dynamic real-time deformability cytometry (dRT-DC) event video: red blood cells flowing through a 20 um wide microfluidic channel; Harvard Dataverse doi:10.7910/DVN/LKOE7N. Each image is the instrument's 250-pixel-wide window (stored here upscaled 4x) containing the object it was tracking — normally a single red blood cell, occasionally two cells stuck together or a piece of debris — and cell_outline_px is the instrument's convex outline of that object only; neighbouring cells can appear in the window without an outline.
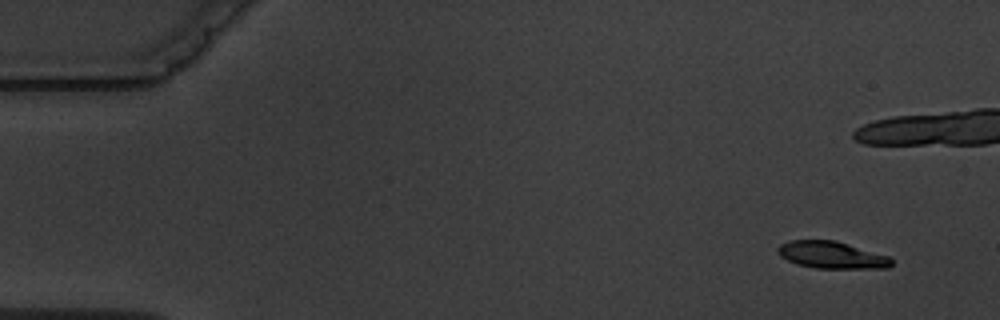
{"species": "common noctule bat (a hibernating species)", "species_latin": "Nyctalus noctula", "temperature_condition": "warm", "stored_images_in_passage": 8, "camera_frame_rate_fps": 3000, "um_per_image_px": 0.085, "animal": {"sex": "male", "body_mass_g": 19.5, "forearm_length_mm": 54.6}, "frame": {"image": 1, "passage_image": 2, "time_ms": 1.0, "image_size_px": [1000, 320], "cell_outline_px": [[892, 264], [888, 268], [816, 268], [800, 264], [788, 260], [780, 256], [776, 252], [776, 248], [780, 244], [788, 240], [836, 240], [888, 256], [892, 260]], "centroid_in_image_um": [70.66, 21.66], "position_along_channel_um": 14.3, "area_um2": 17.86}}